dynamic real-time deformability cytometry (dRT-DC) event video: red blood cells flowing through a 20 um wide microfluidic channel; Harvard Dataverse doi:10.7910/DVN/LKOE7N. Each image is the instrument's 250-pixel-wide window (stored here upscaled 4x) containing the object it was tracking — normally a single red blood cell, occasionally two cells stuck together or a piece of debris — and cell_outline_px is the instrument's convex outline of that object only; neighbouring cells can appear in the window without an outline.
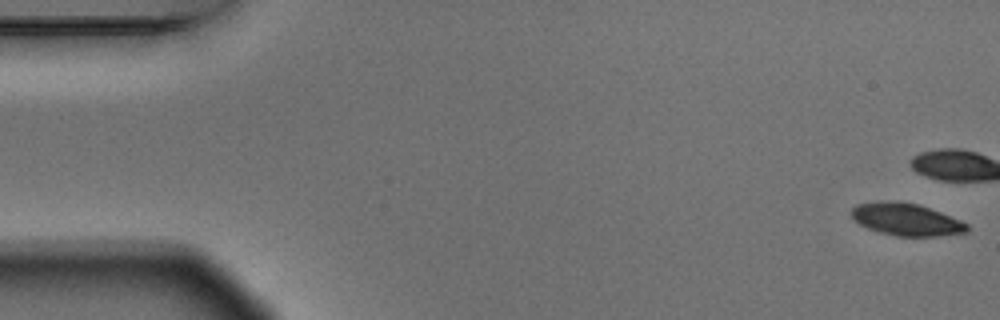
{"species": "Egyptian fruit bat (a non-hibernating species)", "species_latin": "Rousettus aegyptiacus", "temperature_condition": "warm", "stored_images_in_passage": 4, "camera_frame_rate_fps": 3000, "um_per_image_px": 0.085, "animal": {"sex": "male"}, "frame": {"image": 1, "passage_image": 1, "time_ms": 0.0, "image_size_px": [1000, 320], "cell_outline_px": [[968, 232], [936, 236], [896, 236], [880, 232], [868, 228], [860, 224], [852, 216], [852, 208], [856, 204], [880, 200], [896, 200], [916, 204], [940, 212], [960, 220], [968, 224]], "centroid_in_image_um": [77.02, 18.64], "position_along_channel_um": 8.0, "area_um2": 21.68}}